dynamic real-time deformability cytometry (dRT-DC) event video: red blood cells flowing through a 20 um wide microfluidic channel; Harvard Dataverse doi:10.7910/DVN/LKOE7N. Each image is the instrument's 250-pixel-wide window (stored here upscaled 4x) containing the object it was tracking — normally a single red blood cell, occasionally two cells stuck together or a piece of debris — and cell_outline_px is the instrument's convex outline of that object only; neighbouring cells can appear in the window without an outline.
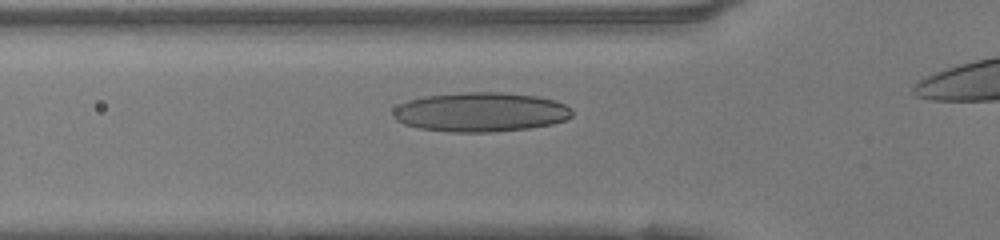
{"species": "human", "species_latin": "Homo sapiens", "temperature_condition": "warm", "stored_images_in_passage": 29, "camera_frame_rate_fps": 3000, "um_per_image_px": 0.085, "donor": {"sex": "female"}, "frame": {"image": 1, "passage_image": 5, "time_ms": 1.333, "image_size_px": [1000, 240], "cell_outline_px": [[572, 116], [564, 120], [552, 124], [528, 128], [492, 132], [452, 132], [420, 128], [404, 124], [396, 120], [392, 116], [392, 112], [400, 104], [408, 100], [424, 96], [464, 92], [500, 92], [536, 96], [556, 100], [572, 108]], "centroid_in_image_um": [40.86, 9.52], "position_along_channel_um": 84.9, "area_um2": 41.1}}
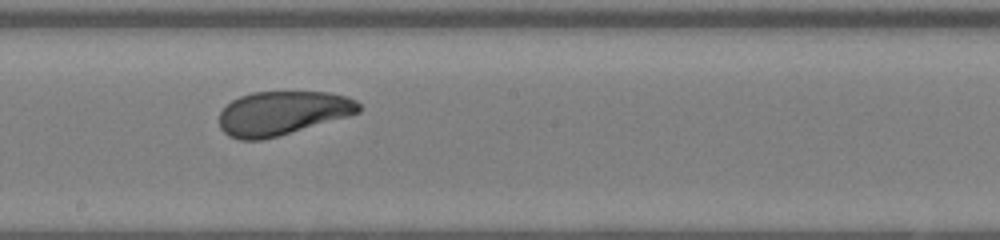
{"frame": {"image": 2, "passage_image": 15, "time_ms": 4.667, "image_size_px": [1000, 240], "cell_outline_px": [[360, 112], [348, 116], [276, 136], [260, 140], [240, 140], [228, 136], [220, 128], [220, 112], [232, 100], [240, 96], [252, 92], [328, 92], [348, 96], [356, 100], [360, 104]], "centroid_in_image_um": [24.0, 9.6], "position_along_channel_um": 224.2, "area_um2": 35.49}}
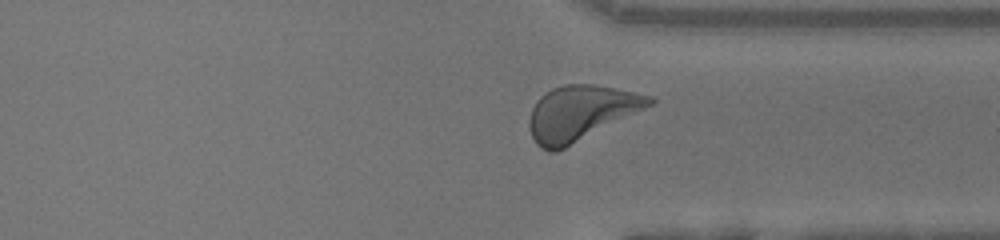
{"frame": {"image": 3, "passage_image": 25, "time_ms": 8.0, "image_size_px": [1000, 240], "cell_outline_px": [[656, 100], [652, 104], [556, 152], [548, 152], [540, 148], [536, 144], [532, 136], [528, 124], [528, 120], [532, 108], [536, 100], [540, 96], [552, 88], [564, 84], [592, 84], [652, 96]], "centroid_in_image_um": [49.28, 9.6], "position_along_channel_um": 362.1, "area_um2": 37.8}}